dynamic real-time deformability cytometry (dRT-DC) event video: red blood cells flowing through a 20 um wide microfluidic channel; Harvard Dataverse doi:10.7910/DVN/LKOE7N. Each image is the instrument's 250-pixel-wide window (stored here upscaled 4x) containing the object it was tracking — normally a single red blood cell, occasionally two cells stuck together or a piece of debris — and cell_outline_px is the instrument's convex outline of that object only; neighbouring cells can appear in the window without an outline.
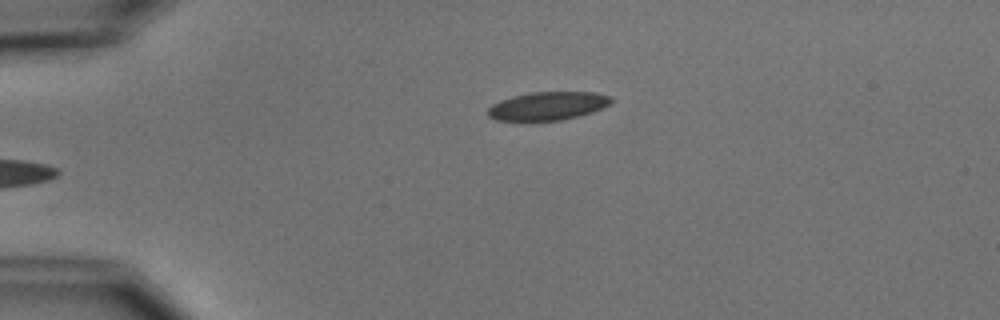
{"species": "common noctule bat (a hibernating species)", "species_latin": "Nyctalus noctula", "temperature_condition": "cold", "stored_images_in_passage": 6, "camera_frame_rate_fps": 3000, "um_per_image_px": 0.085, "animal": {"sex": "male", "body_mass_g": 15.6}, "frame": {"image": 1, "passage_image": 6, "time_ms": 6.0, "image_size_px": [1000, 320], "cell_outline_px": [[616, 100], [592, 112], [580, 116], [560, 120], [524, 124], [496, 120], [488, 116], [488, 108], [492, 104], [500, 100], [512, 96], [532, 92], [596, 92], [612, 96]], "centroid_in_image_um": [46.51, 9.05], "position_along_channel_um": 38.5, "area_um2": 21.27}}